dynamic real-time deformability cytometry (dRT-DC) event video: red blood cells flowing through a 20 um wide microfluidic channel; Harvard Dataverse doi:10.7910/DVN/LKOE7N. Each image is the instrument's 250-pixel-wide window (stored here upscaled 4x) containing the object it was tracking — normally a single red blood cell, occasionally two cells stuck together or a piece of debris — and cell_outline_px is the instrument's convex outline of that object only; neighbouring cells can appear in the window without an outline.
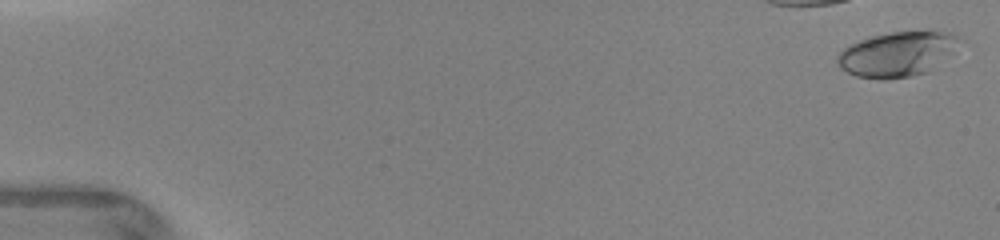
{"species": "human", "species_latin": "Homo sapiens", "temperature_condition": "warm", "stored_images_in_passage": 12, "camera_frame_rate_fps": 3000, "um_per_image_px": 0.085, "donor": {"sex": "female"}, "frame": {"image": 1, "passage_image": 1, "time_ms": 0.0, "image_size_px": [1000, 240], "cell_outline_px": [[956, 36], [944, 52], [928, 72], [912, 76], [884, 80], [880, 80], [856, 76], [840, 68], [836, 60], [836, 56], [844, 48], [860, 40], [872, 36], [892, 32], [932, 28], [952, 32]], "centroid_in_image_um": [76.1, 4.58], "position_along_channel_um": 8.9, "area_um2": 31.04}}
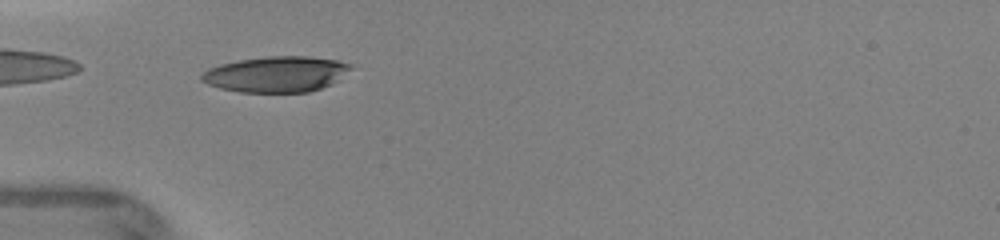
{"frame": {"image": 2, "passage_image": 7, "time_ms": 4.667, "image_size_px": [1000, 240], "cell_outline_px": [[352, 68], [332, 84], [308, 92], [240, 92], [220, 88], [208, 84], [200, 80], [200, 76], [208, 68], [220, 64], [240, 60], [268, 56], [308, 56], [336, 60], [352, 64]], "centroid_in_image_um": [23.47, 6.3], "position_along_channel_um": 61.5, "area_um2": 30.98}}